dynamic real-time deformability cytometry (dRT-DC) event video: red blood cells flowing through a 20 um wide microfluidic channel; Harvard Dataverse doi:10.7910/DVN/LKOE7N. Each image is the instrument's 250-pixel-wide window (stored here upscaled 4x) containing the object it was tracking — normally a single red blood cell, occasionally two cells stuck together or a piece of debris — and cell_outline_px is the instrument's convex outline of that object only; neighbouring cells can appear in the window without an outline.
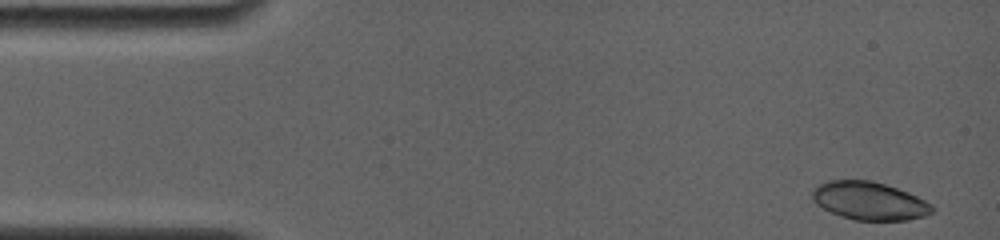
{"species": "common noctule bat (a hibernating species)", "species_latin": "Nyctalus noctula", "temperature_condition": "room temperature", "stored_images_in_passage": 5, "camera_frame_rate_fps": 4000, "um_per_image_px": 0.085, "animal": {"sex": "female", "body_mass_g": 19.0, "forearm_length_mm": 56.7}, "frame": {"image": 1, "passage_image": 1, "time_ms": 0.0, "image_size_px": [1000, 240], "cell_outline_px": [[936, 208], [932, 212], [924, 216], [908, 220], [852, 220], [832, 212], [816, 204], [812, 200], [812, 192], [816, 184], [828, 180], [868, 180], [884, 184], [908, 192], [932, 204]], "centroid_in_image_um": [73.88, 17.07], "position_along_channel_um": 11.1, "area_um2": 26.59}}
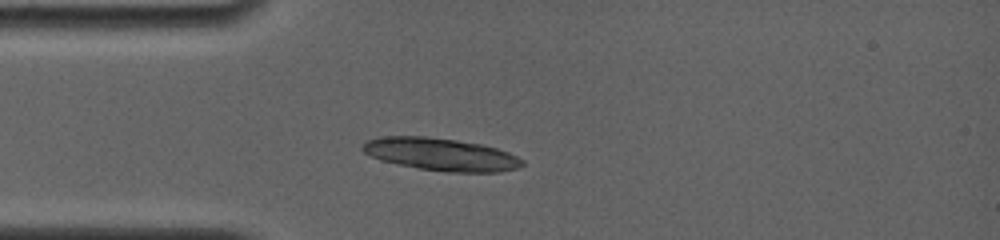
{"frame": {"image": 2, "passage_image": 5, "time_ms": 3.5, "image_size_px": [1000, 240], "cell_outline_px": [[524, 164], [516, 168], [500, 172], [452, 172], [420, 168], [396, 164], [380, 160], [364, 152], [360, 148], [368, 140], [384, 136], [424, 136], [456, 140], [480, 144], [496, 148], [508, 152], [524, 160]], "centroid_in_image_um": [37.48, 13.12], "position_along_channel_um": 47.5, "area_um2": 30.06}}